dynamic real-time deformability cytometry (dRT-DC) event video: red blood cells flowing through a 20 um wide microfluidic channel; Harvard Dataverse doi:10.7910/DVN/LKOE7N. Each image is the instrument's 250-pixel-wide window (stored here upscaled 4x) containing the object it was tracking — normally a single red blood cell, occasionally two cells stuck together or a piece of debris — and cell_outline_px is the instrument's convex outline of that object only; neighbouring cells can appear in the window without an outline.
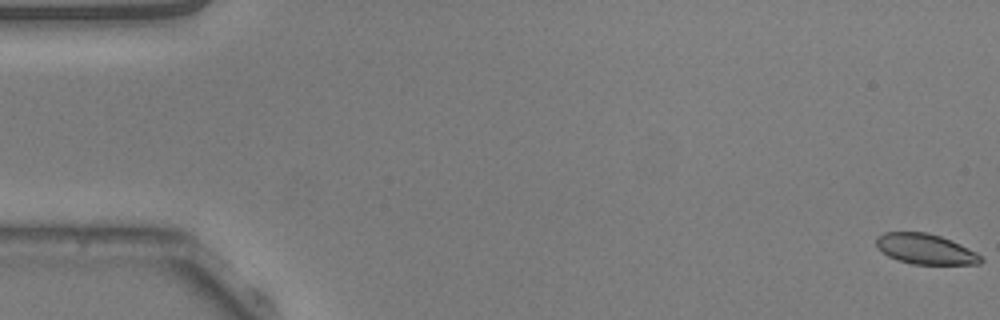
{"species": "common noctule bat (a hibernating species)", "species_latin": "Nyctalus noctula", "temperature_condition": "warm", "stored_images_in_passage": 54, "camera_frame_rate_fps": 3000, "um_per_image_px": 0.085, "animal": {"sex": "male", "body_mass_g": 20.5, "forearm_length_mm": 52.5}, "frame": {"image": 1, "passage_image": 1, "time_ms": 0.0, "image_size_px": [1000, 320], "cell_outline_px": [[984, 260], [980, 264], [912, 264], [888, 256], [876, 244], [876, 236], [884, 232], [928, 232], [952, 240], [976, 252]], "centroid_in_image_um": [78.68, 21.16], "position_along_channel_um": 6.3, "area_um2": 18.38}}
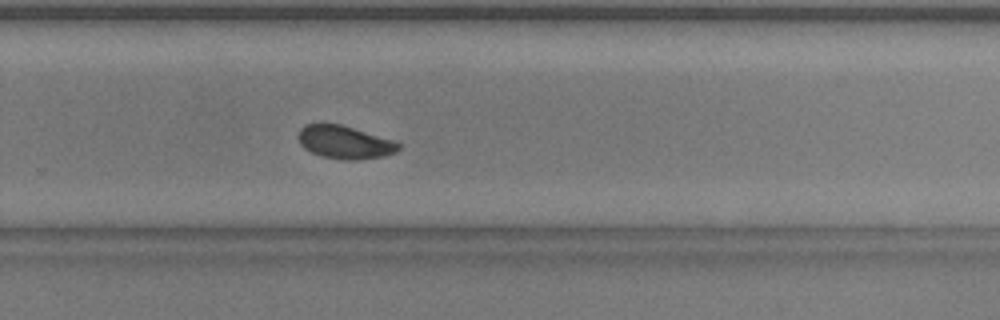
{"frame": {"image": 2, "passage_image": 36, "time_ms": 11.667, "image_size_px": [1000, 320], "cell_outline_px": [[400, 148], [396, 152], [384, 156], [360, 160], [344, 160], [320, 156], [304, 148], [300, 144], [300, 128], [304, 124], [320, 120], [340, 124], [392, 140], [400, 144]], "centroid_in_image_um": [29.25, 12.06], "position_along_channel_um": 300.5, "area_um2": 19.59}}
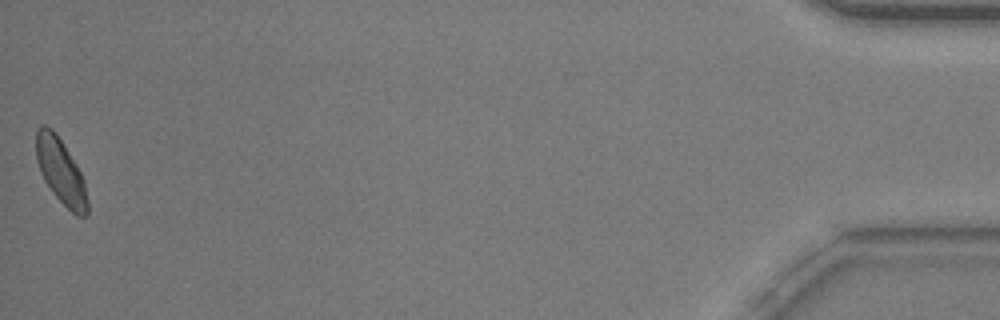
{"frame": {"image": 3, "passage_image": 54, "time_ms": 17.667, "image_size_px": [1000, 320], "cell_outline_px": [[88, 216], [76, 216], [52, 192], [44, 180], [36, 156], [36, 128], [40, 124], [44, 124], [52, 128], [56, 132], [76, 164], [84, 180], [88, 200]], "centroid_in_image_um": [5.17, 14.54], "position_along_channel_um": 430.0, "area_um2": 19.48}, "authors_computed_cell_mechanics": {"area_um2": 19.5653, "velocity_mm_per_s": 3.7987, "shape_relaxation_time_tau1_ms": 3.9099, "shape_relaxation_time_tau2_ms": null, "deformation_change_tau1": 0.1204, "deformation_change_tau2": null}}